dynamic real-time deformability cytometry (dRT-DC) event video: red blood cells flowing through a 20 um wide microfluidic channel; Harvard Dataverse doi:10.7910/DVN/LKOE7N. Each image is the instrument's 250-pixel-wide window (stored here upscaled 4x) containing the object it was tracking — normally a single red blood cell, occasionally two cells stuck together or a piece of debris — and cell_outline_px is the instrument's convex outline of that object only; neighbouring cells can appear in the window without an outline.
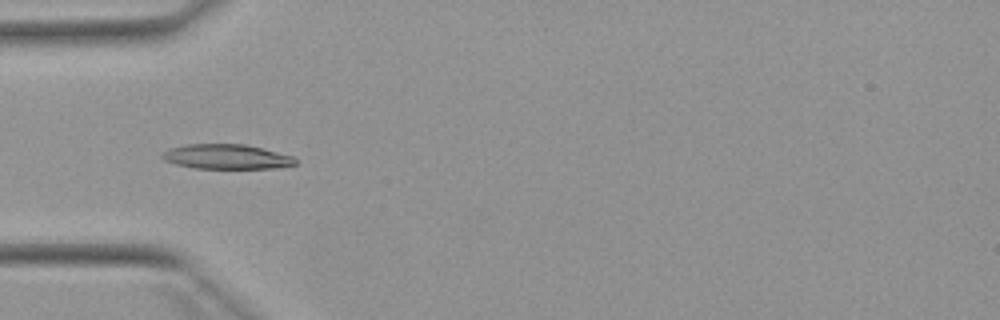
{"species": "Egyptian fruit bat (a non-hibernating species)", "species_latin": "Rousettus aegyptiacus", "temperature_condition": "warm", "stored_images_in_passage": 52, "camera_frame_rate_fps": 3000, "um_per_image_px": 0.085, "animal": {"sex": "female"}, "frame": {"image": 1, "passage_image": 16, "time_ms": 5.0, "image_size_px": [1000, 320], "cell_outline_px": [[296, 164], [276, 168], [192, 168], [176, 164], [164, 160], [160, 156], [168, 148], [184, 144], [244, 144], [292, 156], [296, 160]], "centroid_in_image_um": [19.2, 13.32], "position_along_channel_um": 65.8, "area_um2": 19.07}}
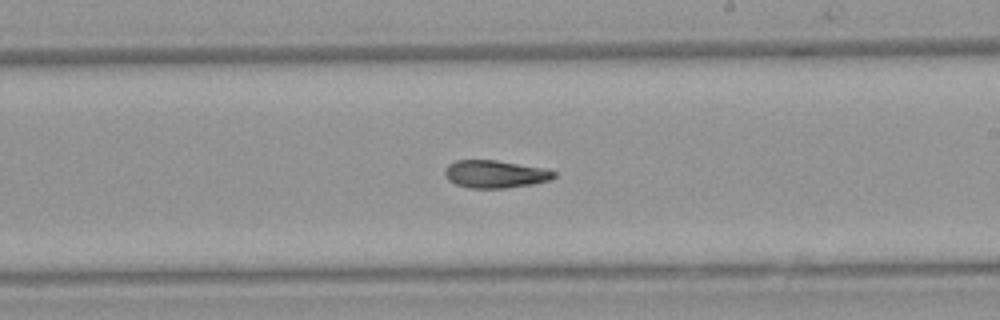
{"frame": {"image": 2, "passage_image": 30, "time_ms": 9.667, "image_size_px": [1000, 320], "cell_outline_px": [[556, 176], [548, 180], [532, 184], [508, 188], [468, 188], [456, 184], [448, 180], [444, 172], [444, 168], [448, 164], [456, 160], [496, 160], [548, 168], [556, 172]], "centroid_in_image_um": [42.09, 14.79], "position_along_channel_um": 246.9, "area_um2": 17.8}}
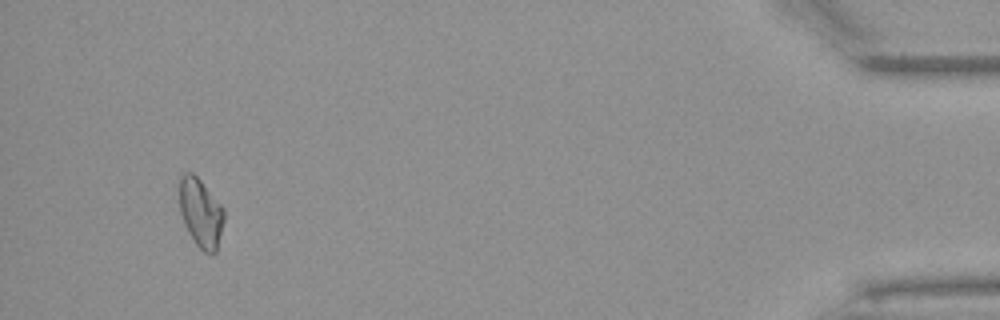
{"frame": {"image": 3, "passage_image": 49, "time_ms": 16.0, "image_size_px": [1000, 320], "cell_outline_px": [[224, 220], [216, 252], [212, 256], [204, 252], [196, 244], [188, 232], [184, 224], [180, 212], [180, 176], [184, 172], [192, 172], [200, 180], [224, 208]], "centroid_in_image_um": [17.07, 18.11], "position_along_channel_um": 418.1, "area_um2": 17.86}, "authors_computed_cell_mechanics": {"area_um2": 17.918, "velocity_mm_per_s": 3.8977, "shape_relaxation_time_tau1_ms": null, "shape_relaxation_time_tau2_ms": 5.7731, "deformation_change_tau1": null, "deformation_change_tau2": 0.1252}}